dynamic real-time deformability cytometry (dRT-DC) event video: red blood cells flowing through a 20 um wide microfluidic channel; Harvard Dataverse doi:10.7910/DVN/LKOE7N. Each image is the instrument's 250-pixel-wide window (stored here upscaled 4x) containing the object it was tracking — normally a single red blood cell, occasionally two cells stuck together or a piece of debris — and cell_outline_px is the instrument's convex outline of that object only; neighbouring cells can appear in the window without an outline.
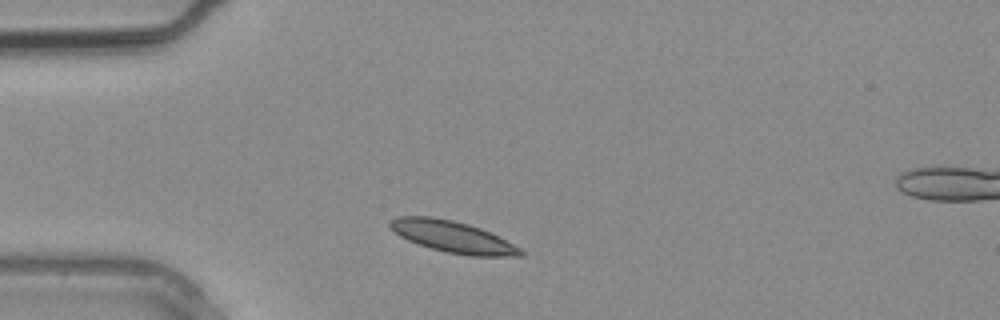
{"species": "common noctule bat (a hibernating species)", "species_latin": "Nyctalus noctula", "temperature_condition": "warm", "stored_images_in_passage": 1, "camera_frame_rate_fps": 3000, "um_per_image_px": 0.085, "animal": {"sex": "male", "body_mass_g": 20.4}, "frame": {"image": 1, "passage_image": 1, "time_ms": 0.0, "image_size_px": [1000, 320], "cell_outline_px": [[524, 256], [472, 256], [448, 252], [432, 248], [408, 240], [400, 236], [388, 224], [392, 220], [400, 216], [432, 216], [452, 220], [468, 224], [480, 228], [520, 248], [524, 252]], "centroid_in_image_um": [38.48, 20.12], "position_along_channel_um": 46.5, "area_um2": 23.41}}